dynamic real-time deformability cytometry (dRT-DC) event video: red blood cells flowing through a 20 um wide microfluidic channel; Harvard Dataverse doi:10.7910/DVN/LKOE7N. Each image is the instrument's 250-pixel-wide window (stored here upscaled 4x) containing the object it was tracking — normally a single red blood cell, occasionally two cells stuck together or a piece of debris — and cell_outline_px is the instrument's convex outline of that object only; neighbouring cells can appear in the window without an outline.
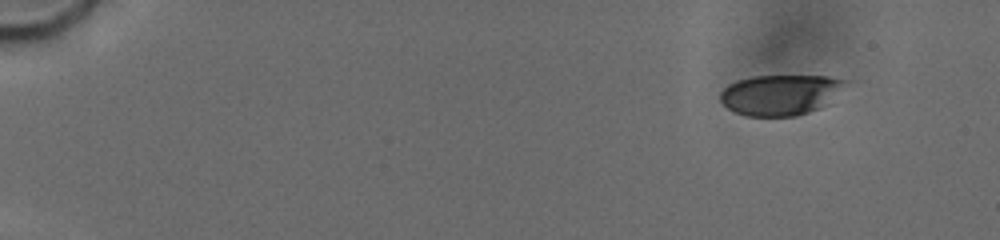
{"species": "human", "species_latin": "Homo sapiens", "temperature_condition": "cold", "stored_images_in_passage": 69, "camera_frame_rate_fps": 3000, "um_per_image_px": 0.085, "donor": {"sex": "male"}, "frame": {"image": 1, "passage_image": 10, "time_ms": 2.0, "image_size_px": [1000, 240], "cell_outline_px": [[852, 80], [820, 108], [796, 116], [748, 116], [736, 112], [728, 108], [720, 100], [720, 92], [728, 84], [736, 80], [756, 76], [828, 76]], "centroid_in_image_um": [66.33, 8.04], "position_along_channel_um": 18.7, "area_um2": 29.48}}
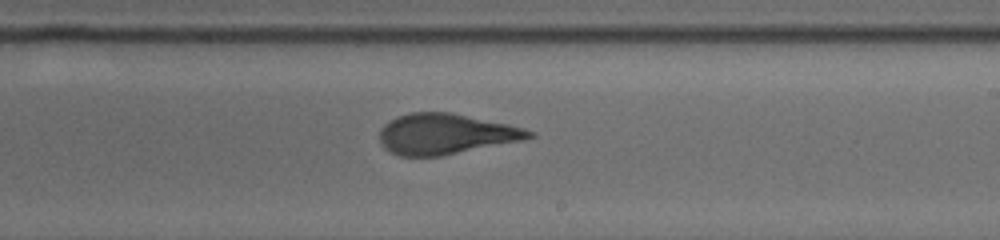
{"frame": {"image": 2, "passage_image": 43, "time_ms": 12.0, "image_size_px": [1000, 240], "cell_outline_px": [[536, 136], [520, 140], [440, 156], [400, 156], [392, 152], [380, 140], [380, 128], [384, 124], [396, 116], [408, 112], [448, 112], [508, 124], [524, 128], [536, 132]], "centroid_in_image_um": [37.87, 11.37], "position_along_channel_um": 251.1, "area_um2": 34.85}}
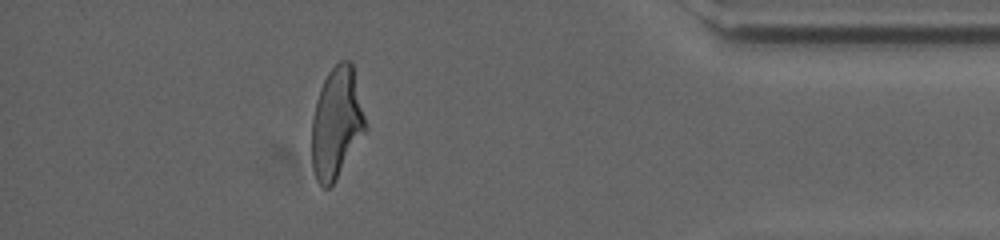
{"frame": {"image": 3, "passage_image": 62, "time_ms": 17.0, "image_size_px": [1000, 240], "cell_outline_px": [[368, 128], [336, 180], [328, 188], [324, 188], [316, 180], [312, 168], [312, 120], [316, 100], [320, 88], [328, 72], [340, 60], [352, 60]], "centroid_in_image_um": [28.62, 10.45], "position_along_channel_um": 406.6, "area_um2": 35.03}, "authors_computed_cell_mechanics": {"area_um2": 34.9112, "velocity_mm_per_s": 3.777, "shape_relaxation_time_tau1_ms": 4.2829, "shape_relaxation_time_tau2_ms": 1.0495, "deformation_change_tau1": 0.1941, "deformation_change_tau2": 0.0909}}